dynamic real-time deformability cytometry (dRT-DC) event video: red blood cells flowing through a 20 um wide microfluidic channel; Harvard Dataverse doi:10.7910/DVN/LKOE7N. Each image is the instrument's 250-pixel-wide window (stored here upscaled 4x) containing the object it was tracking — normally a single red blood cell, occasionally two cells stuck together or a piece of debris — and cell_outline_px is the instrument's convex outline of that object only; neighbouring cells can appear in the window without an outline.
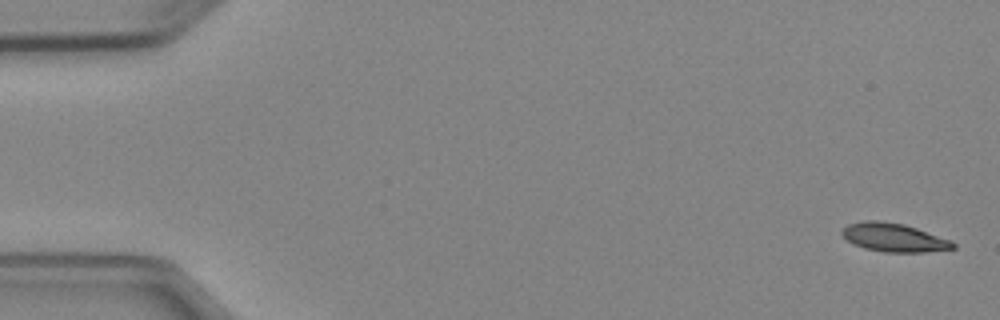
{"species": "Egyptian fruit bat (a non-hibernating species)", "species_latin": "Rousettus aegyptiacus", "temperature_condition": "cold", "stored_images_in_passage": 6, "camera_frame_rate_fps": 3000, "um_per_image_px": 0.085, "animal": {"sex": "female"}, "frame": {"image": 1, "passage_image": 1, "time_ms": 0.0, "image_size_px": [1000, 320], "cell_outline_px": [[956, 248], [924, 252], [884, 252], [864, 248], [848, 240], [840, 232], [848, 224], [864, 220], [880, 220], [904, 224], [952, 240], [956, 244]], "centroid_in_image_um": [76.01, 20.18], "position_along_channel_um": 9.0, "area_um2": 18.38}}
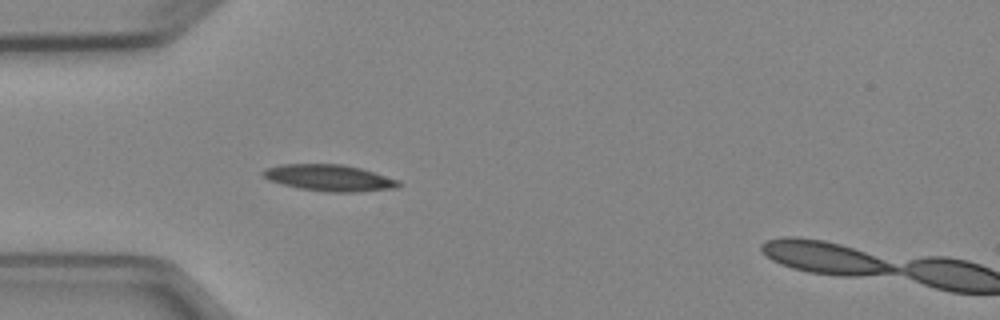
{"frame": {"image": 2, "passage_image": 5, "time_ms": 4.667, "image_size_px": [1000, 320], "cell_outline_px": [[400, 184], [396, 188], [356, 192], [328, 192], [300, 188], [268, 180], [260, 172], [264, 168], [280, 164], [344, 164], [360, 168], [400, 180]], "centroid_in_image_um": [27.97, 15.11], "position_along_channel_um": 57.0, "area_um2": 20.87}}